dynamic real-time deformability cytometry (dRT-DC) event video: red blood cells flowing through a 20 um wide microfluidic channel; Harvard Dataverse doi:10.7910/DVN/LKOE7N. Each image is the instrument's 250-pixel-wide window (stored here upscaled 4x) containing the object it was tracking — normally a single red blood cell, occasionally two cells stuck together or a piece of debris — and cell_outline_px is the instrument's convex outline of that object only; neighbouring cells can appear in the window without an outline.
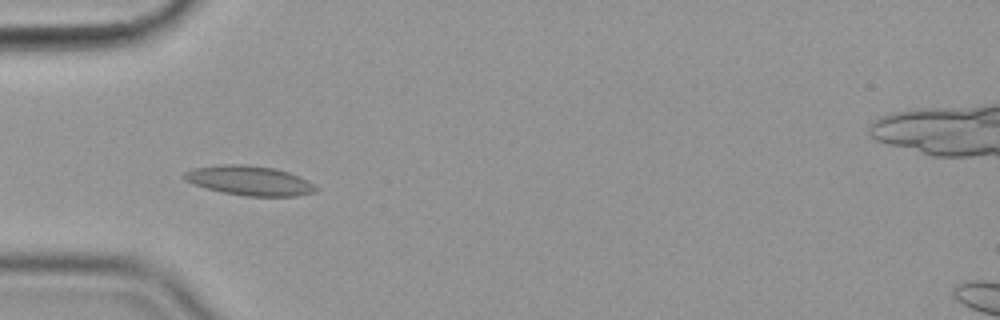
{"species": "common noctule bat (a hibernating species)", "species_latin": "Nyctalus noctula", "temperature_condition": "cold", "stored_images_in_passage": 57, "camera_frame_rate_fps": 3000, "um_per_image_px": 0.085, "animal": {"sex": "female", "body_mass_g": 19.9}, "frame": {"image": 1, "passage_image": 18, "time_ms": 5.667, "image_size_px": [1000, 320], "cell_outline_px": [[320, 188], [316, 192], [296, 196], [244, 196], [224, 192], [192, 184], [184, 180], [180, 176], [184, 172], [192, 168], [224, 164], [244, 164], [272, 168], [288, 172], [300, 176], [316, 184]], "centroid_in_image_um": [21.22, 15.35], "position_along_channel_um": 63.8, "area_um2": 22.89}}
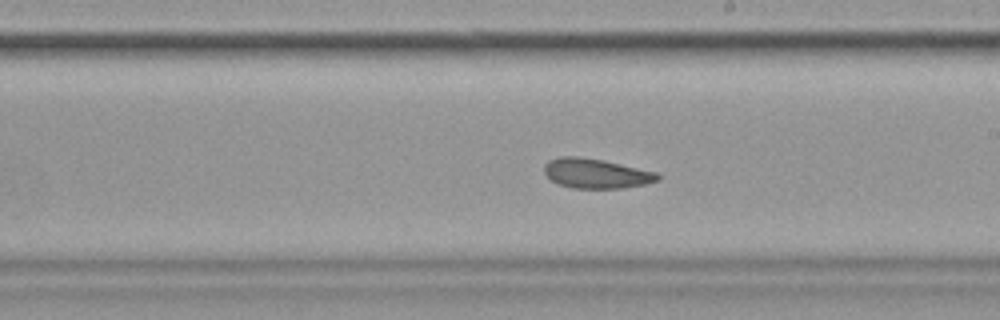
{"frame": {"image": 2, "passage_image": 33, "time_ms": 10.667, "image_size_px": [1000, 320], "cell_outline_px": [[660, 180], [644, 184], [620, 188], [572, 188], [556, 184], [544, 172], [544, 164], [548, 160], [560, 156], [580, 156], [604, 160], [656, 172], [660, 176]], "centroid_in_image_um": [50.63, 14.73], "position_along_channel_um": 238.4, "area_um2": 19.71}}
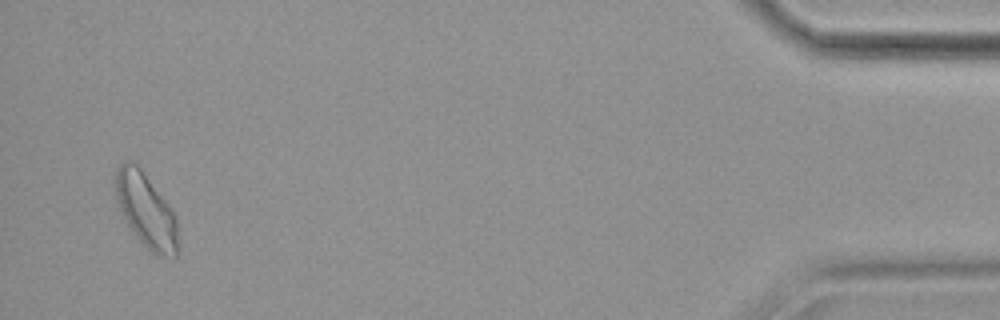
{"frame": {"image": 3, "passage_image": 55, "time_ms": 18.0, "image_size_px": [1000, 320], "cell_outline_px": [[180, 252], [176, 256], [156, 256], [136, 236], [124, 220], [116, 200], [112, 184], [112, 176], [120, 164], [124, 160], [136, 164], [144, 172], [164, 200], [172, 212], [176, 220]], "centroid_in_image_um": [12.36, 17.88], "position_along_channel_um": 422.8, "area_um2": 27.22}, "authors_computed_cell_mechanics": {"area_um2": 21.2126, "velocity_mm_per_s": 3.5424, "shape_relaxation_time_tau1_ms": 4.3997, "shape_relaxation_time_tau2_ms": 2.4305, "deformation_change_tau1": 0.1214, "deformation_change_tau2": 0.0794}}